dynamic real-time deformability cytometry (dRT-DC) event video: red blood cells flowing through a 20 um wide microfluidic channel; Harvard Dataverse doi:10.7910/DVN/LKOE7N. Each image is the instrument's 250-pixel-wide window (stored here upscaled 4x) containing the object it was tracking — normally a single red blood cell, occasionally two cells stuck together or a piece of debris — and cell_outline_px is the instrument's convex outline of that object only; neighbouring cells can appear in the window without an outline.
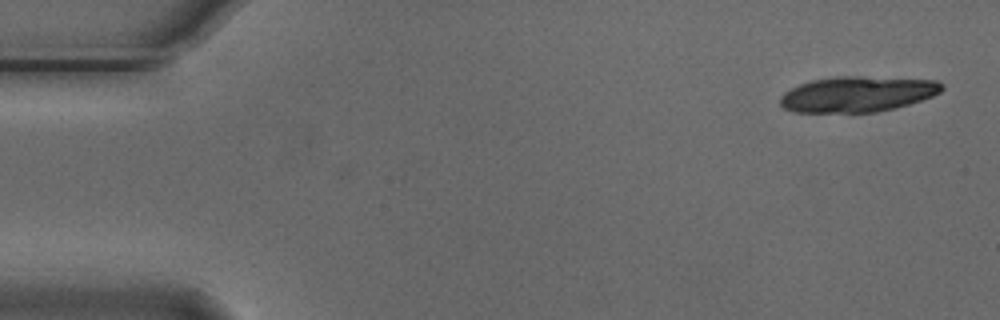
{"species": "Egyptian fruit bat (a non-hibernating species)", "species_latin": "Rousettus aegyptiacus", "temperature_condition": "cold", "stored_images_in_passage": 17, "camera_frame_rate_fps": 3000, "um_per_image_px": 0.085, "animal": {"sex": "male"}, "frame": {"image": 1, "passage_image": 1, "time_ms": 0.0, "image_size_px": [1000, 320], "cell_outline_px": [[944, 88], [940, 92], [932, 96], [908, 104], [876, 112], [796, 112], [784, 108], [780, 104], [780, 96], [784, 92], [800, 84], [812, 80], [836, 76], [860, 76], [936, 80], [944, 84]], "centroid_in_image_um": [72.88, 7.99], "position_along_channel_um": 12.1, "area_um2": 33.41}}